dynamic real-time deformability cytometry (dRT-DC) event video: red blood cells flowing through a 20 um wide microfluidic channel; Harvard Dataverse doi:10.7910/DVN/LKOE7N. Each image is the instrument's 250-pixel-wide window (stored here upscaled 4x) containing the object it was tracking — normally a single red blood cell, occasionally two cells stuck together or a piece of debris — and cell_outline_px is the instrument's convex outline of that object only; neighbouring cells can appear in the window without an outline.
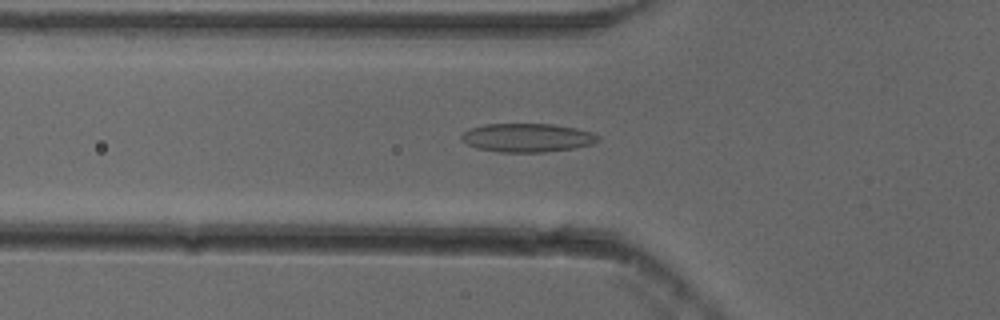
{"species": "common noctule bat (a hibernating species)", "species_latin": "Nyctalus noctula", "temperature_condition": "cold", "stored_images_in_passage": 54, "camera_frame_rate_fps": 3000, "um_per_image_px": 0.085, "animal": {"sex": "female"}, "frame": {"image": 1, "passage_image": 19, "time_ms": 6.0, "image_size_px": [1000, 320], "cell_outline_px": [[600, 140], [592, 144], [572, 148], [544, 152], [500, 152], [476, 148], [460, 140], [460, 136], [468, 128], [484, 124], [552, 124], [576, 128], [592, 132], [600, 136]], "centroid_in_image_um": [44.8, 11.7], "position_along_channel_um": 81.0, "area_um2": 22.89}}
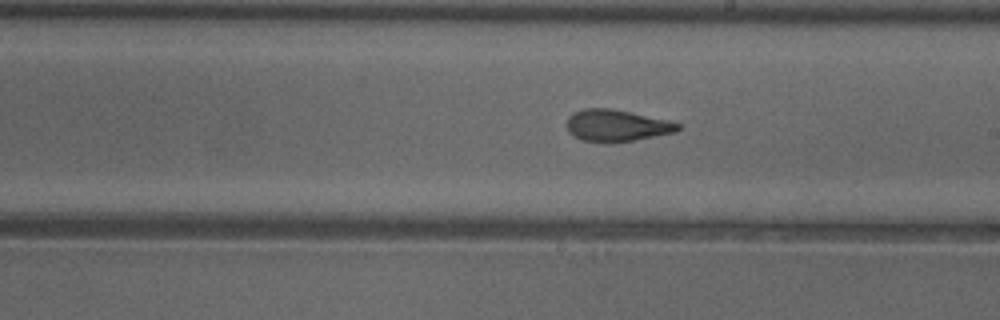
{"frame": {"image": 2, "passage_image": 31, "time_ms": 10.0, "image_size_px": [1000, 320], "cell_outline_px": [[684, 128], [676, 132], [632, 140], [584, 140], [568, 132], [564, 124], [568, 116], [572, 112], [584, 108], [612, 108], [668, 120], [684, 124]], "centroid_in_image_um": [52.44, 10.62], "position_along_channel_um": 236.6, "area_um2": 20.35}}
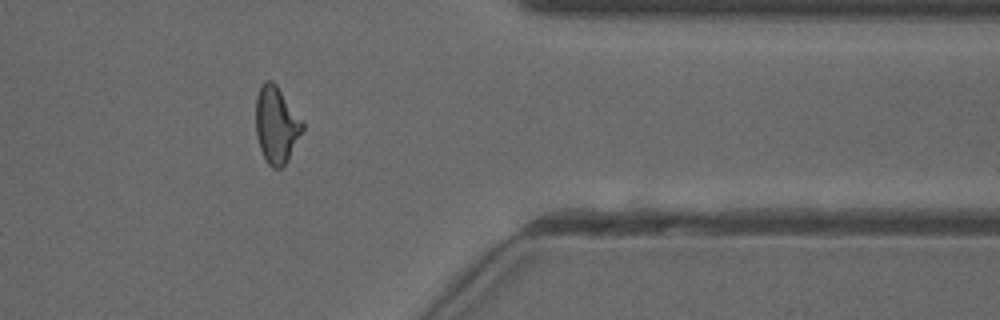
{"frame": {"image": 3, "passage_image": 44, "time_ms": 14.333, "image_size_px": [1000, 320], "cell_outline_px": [[304, 128], [288, 160], [280, 168], [272, 168], [268, 164], [260, 148], [256, 132], [256, 96], [264, 80], [272, 80], [276, 84], [304, 124]], "centroid_in_image_um": [23.48, 10.61], "position_along_channel_um": 387.9, "area_um2": 20.58}, "authors_computed_cell_mechanics": {"area_um2": 20.9525, "velocity_mm_per_s": 3.8526, "shape_relaxation_time_tau1_ms": 8.1405, "shape_relaxation_time_tau2_ms": 1.6505, "deformation_change_tau1": 0.1979, "deformation_change_tau2": 0.0869}}